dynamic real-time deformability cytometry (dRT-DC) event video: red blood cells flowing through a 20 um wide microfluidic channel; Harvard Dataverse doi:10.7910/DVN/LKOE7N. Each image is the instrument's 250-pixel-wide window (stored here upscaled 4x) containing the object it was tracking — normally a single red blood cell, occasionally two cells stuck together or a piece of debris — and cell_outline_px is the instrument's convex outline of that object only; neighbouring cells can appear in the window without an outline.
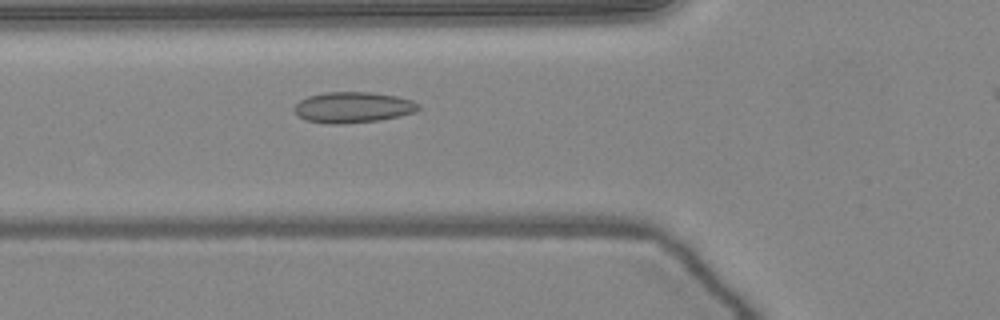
{"species": "common noctule bat (a hibernating species)", "species_latin": "Nyctalus noctula", "temperature_condition": "warm", "stored_images_in_passage": 37, "camera_frame_rate_fps": 3000, "um_per_image_px": 0.085, "animal": {"sex": "female", "body_mass_g": 24.6, "forearm_length_mm": 56.2}, "frame": {"image": 1, "passage_image": 10, "time_ms": 3.0, "image_size_px": [1000, 320], "cell_outline_px": [[420, 108], [416, 112], [400, 116], [380, 120], [344, 124], [328, 124], [308, 120], [300, 116], [292, 108], [300, 100], [308, 96], [324, 92], [368, 92], [396, 96], [412, 100], [420, 104]], "centroid_in_image_um": [30.03, 9.12], "position_along_channel_um": 95.8, "area_um2": 22.37}}
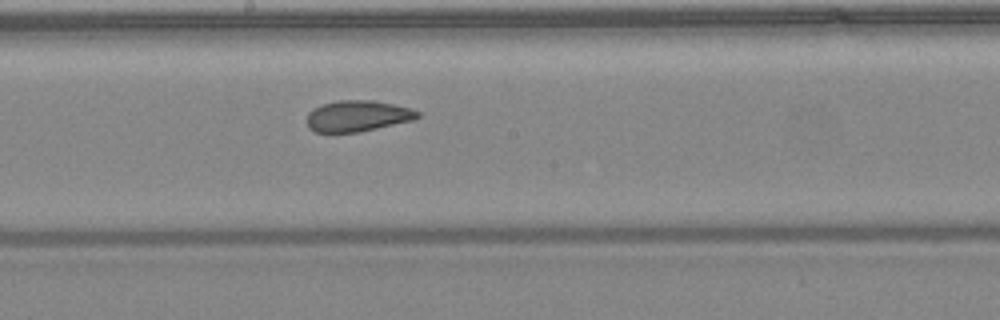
{"frame": {"image": 2, "passage_image": 19, "time_ms": 6.0, "image_size_px": [1000, 320], "cell_outline_px": [[420, 116], [416, 120], [356, 132], [316, 132], [308, 128], [308, 112], [312, 108], [336, 100], [372, 100], [412, 108], [420, 112]], "centroid_in_image_um": [30.42, 9.85], "position_along_channel_um": 217.8, "area_um2": 20.06}}
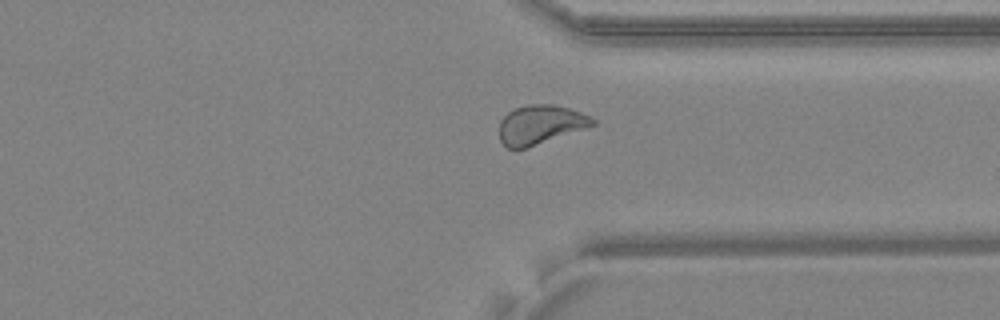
{"frame": {"image": 3, "passage_image": 30, "time_ms": 9.667, "image_size_px": [1000, 320], "cell_outline_px": [[596, 124], [528, 148], [508, 148], [500, 140], [500, 120], [508, 112], [516, 108], [528, 104], [552, 104], [568, 108], [580, 112], [596, 120]], "centroid_in_image_um": [45.92, 10.59], "position_along_channel_um": 365.5, "area_um2": 21.04}, "authors_computed_cell_mechanics": {"area_um2": 21.2126, "velocity_mm_per_s": 4.0479, "shape_relaxation_time_tau1_ms": null, "shape_relaxation_time_tau2_ms": 1.4901, "deformation_change_tau1": null, "deformation_change_tau2": 0.0699}}